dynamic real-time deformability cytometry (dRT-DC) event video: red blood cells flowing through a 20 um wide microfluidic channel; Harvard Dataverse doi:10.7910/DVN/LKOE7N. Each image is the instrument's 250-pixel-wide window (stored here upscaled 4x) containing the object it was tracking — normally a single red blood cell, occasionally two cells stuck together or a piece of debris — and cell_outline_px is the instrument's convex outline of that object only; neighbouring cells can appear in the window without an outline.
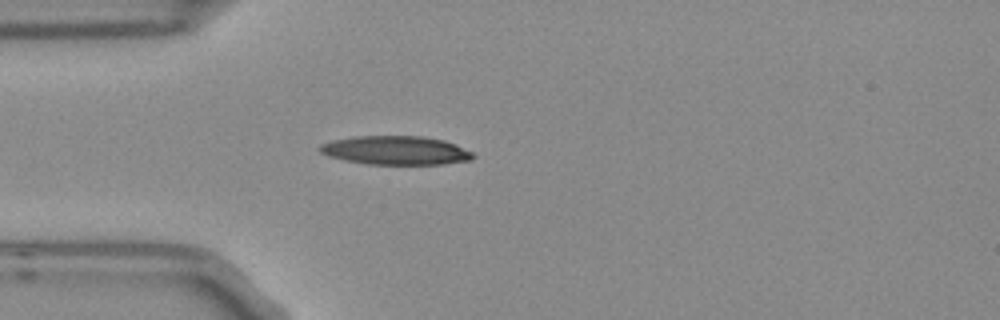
{"species": "Egyptian fruit bat (a non-hibernating species)", "species_latin": "Rousettus aegyptiacus", "temperature_condition": "room temperature", "stored_images_in_passage": 3, "camera_frame_rate_fps": 3000, "um_per_image_px": 0.085, "frame": {"image": 1, "passage_image": 3, "time_ms": 0.667, "image_size_px": [1000, 320], "cell_outline_px": [[476, 156], [468, 160], [444, 164], [368, 164], [344, 160], [328, 156], [320, 152], [316, 148], [320, 144], [332, 140], [356, 136], [420, 136], [444, 140], [456, 144], [472, 152]], "centroid_in_image_um": [33.6, 12.78], "position_along_channel_um": 51.4, "area_um2": 25.72}}